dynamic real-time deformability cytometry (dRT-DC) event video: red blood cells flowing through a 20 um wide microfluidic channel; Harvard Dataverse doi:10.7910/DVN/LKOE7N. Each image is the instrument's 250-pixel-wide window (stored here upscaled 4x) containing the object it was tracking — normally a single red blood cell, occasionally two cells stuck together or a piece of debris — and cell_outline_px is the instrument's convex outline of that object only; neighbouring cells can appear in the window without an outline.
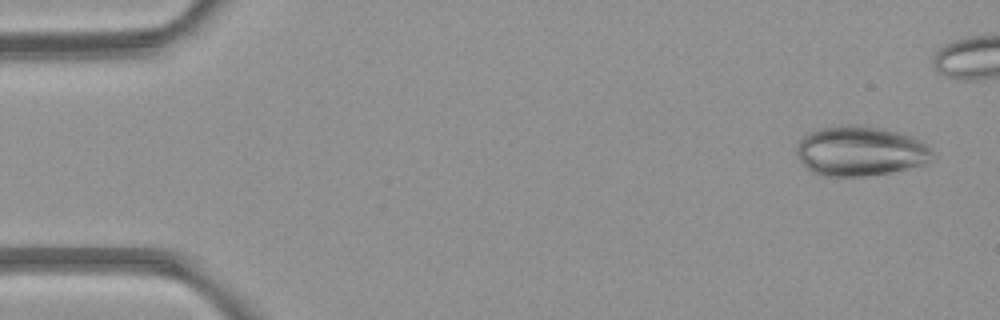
{"species": "common noctule bat (a hibernating species)", "species_latin": "Nyctalus noctula", "temperature_condition": "room temperature", "stored_images_in_passage": 6, "camera_frame_rate_fps": 3000, "um_per_image_px": 0.085, "animal": {"sex": "female", "body_mass_g": 21.9}, "frame": {"image": 1, "passage_image": 1, "time_ms": 0.0, "image_size_px": [1000, 320], "cell_outline_px": [[936, 152], [928, 160], [920, 164], [888, 172], [864, 176], [824, 176], [812, 172], [800, 160], [796, 152], [796, 148], [800, 140], [808, 132], [820, 128], [840, 124], [860, 124], [880, 128], [912, 136], [932, 148]], "centroid_in_image_um": [73.08, 12.81], "position_along_channel_um": 11.9, "area_um2": 39.25}}